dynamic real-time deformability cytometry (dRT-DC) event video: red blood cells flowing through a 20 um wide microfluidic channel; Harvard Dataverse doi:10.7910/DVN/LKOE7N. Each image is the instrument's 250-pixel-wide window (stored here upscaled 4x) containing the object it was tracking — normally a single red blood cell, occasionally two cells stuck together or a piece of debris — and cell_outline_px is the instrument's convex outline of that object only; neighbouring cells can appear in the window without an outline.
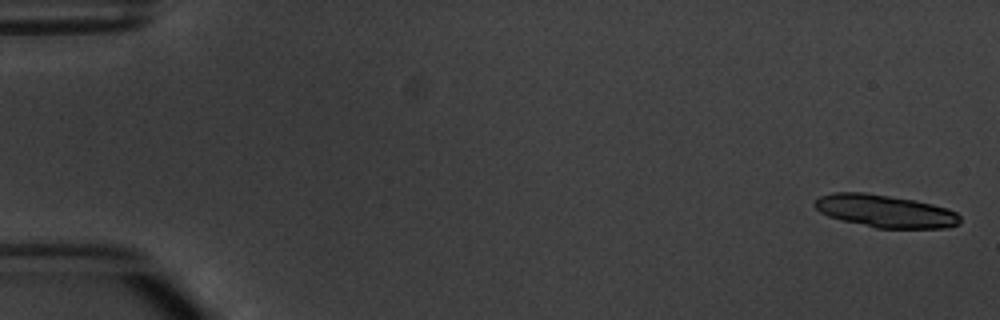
{"species": "common noctule bat (a hibernating species)", "species_latin": "Nyctalus noctula", "temperature_condition": "warm", "stored_images_in_passage": 6, "camera_frame_rate_fps": 3000, "um_per_image_px": 0.085, "animal": {"sex": "male", "body_mass_g": 20.1, "forearm_length_mm": 53.5}, "frame": {"image": 1, "passage_image": 1, "time_ms": 0.0, "image_size_px": [1000, 320], "cell_outline_px": [[960, 224], [944, 228], [876, 228], [828, 216], [820, 212], [812, 204], [820, 196], [836, 192], [864, 192], [916, 200], [948, 208], [956, 212], [960, 216]], "centroid_in_image_um": [75.26, 17.94], "position_along_channel_um": 9.7, "area_um2": 27.57}}
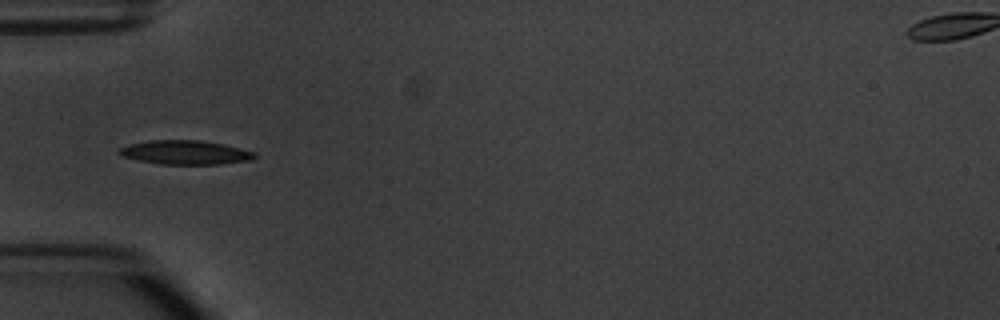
{"frame": {"image": 2, "passage_image": 6, "time_ms": 5.667, "image_size_px": [1000, 320], "cell_outline_px": [[256, 156], [252, 160], [220, 164], [160, 164], [140, 160], [124, 156], [116, 152], [120, 148], [128, 144], [148, 140], [200, 140], [224, 144], [256, 152]], "centroid_in_image_um": [15.77, 12.95], "position_along_channel_um": 69.2, "area_um2": 18.96}}